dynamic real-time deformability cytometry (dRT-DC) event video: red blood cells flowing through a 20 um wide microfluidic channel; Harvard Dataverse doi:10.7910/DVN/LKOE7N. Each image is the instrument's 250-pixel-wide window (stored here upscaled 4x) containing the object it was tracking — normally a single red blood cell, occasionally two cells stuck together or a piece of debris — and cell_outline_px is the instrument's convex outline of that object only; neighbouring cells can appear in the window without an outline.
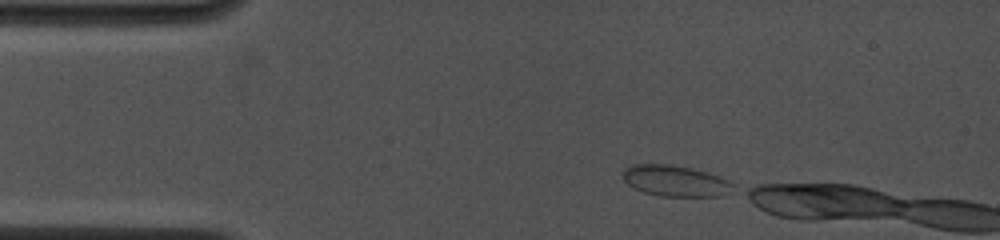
{"species": "common noctule bat (a hibernating species)", "species_latin": "Nyctalus noctula", "temperature_condition": "cold", "stored_images_in_passage": 8, "camera_frame_rate_fps": 4500, "um_per_image_px": 0.085, "animal": {"sex": "female", "body_mass_g": 19.0, "forearm_length_mm": 53.3}, "frame": {"image": 1, "passage_image": 1, "time_ms": 0.0, "image_size_px": [1000, 240], "cell_outline_px": [[732, 184], [720, 196], [660, 196], [644, 192], [628, 184], [624, 180], [624, 168], [632, 164], [672, 164], [692, 168], [720, 176], [728, 180]], "centroid_in_image_um": [57.33, 15.35], "position_along_channel_um": 27.7, "area_um2": 19.54}}